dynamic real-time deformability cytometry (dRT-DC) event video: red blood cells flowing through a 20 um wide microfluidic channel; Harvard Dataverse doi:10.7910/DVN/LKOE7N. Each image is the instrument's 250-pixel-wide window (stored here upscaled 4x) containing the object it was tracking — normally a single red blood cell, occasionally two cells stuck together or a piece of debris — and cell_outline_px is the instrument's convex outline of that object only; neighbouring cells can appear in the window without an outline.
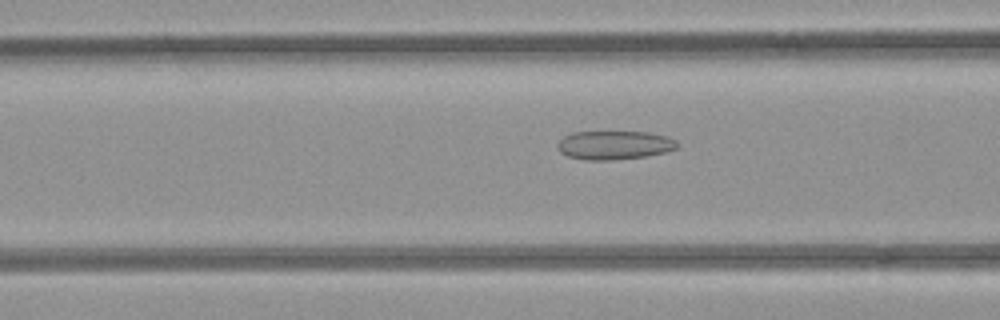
{"species": "common noctule bat (a hibernating species)", "species_latin": "Nyctalus noctula", "temperature_condition": "room temperature", "stored_images_in_passage": 43, "camera_frame_rate_fps": 3000, "um_per_image_px": 0.085, "animal": {"sex": "female", "body_mass_g": 21.9}, "frame": {"image": 1, "passage_image": 11, "time_ms": 3.333, "image_size_px": [1000, 320], "cell_outline_px": [[676, 148], [664, 152], [644, 156], [612, 160], [584, 160], [568, 156], [560, 152], [556, 148], [556, 144], [564, 136], [572, 132], [648, 132], [668, 136], [676, 140]], "centroid_in_image_um": [52.17, 12.33], "position_along_channel_um": 114.4, "area_um2": 20.0}}
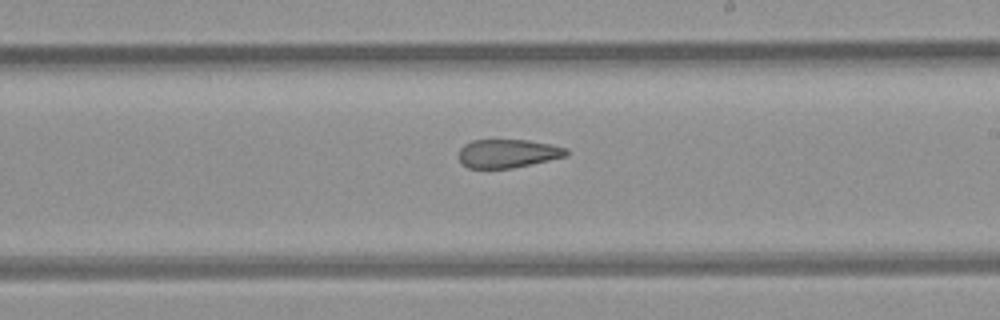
{"frame": {"image": 2, "passage_image": 21, "time_ms": 6.667, "image_size_px": [1000, 320], "cell_outline_px": [[568, 156], [512, 168], [468, 168], [460, 164], [456, 156], [460, 148], [464, 144], [472, 140], [528, 140], [552, 144], [568, 148]], "centroid_in_image_um": [43.12, 13.04], "position_along_channel_um": 245.9, "area_um2": 18.21}}
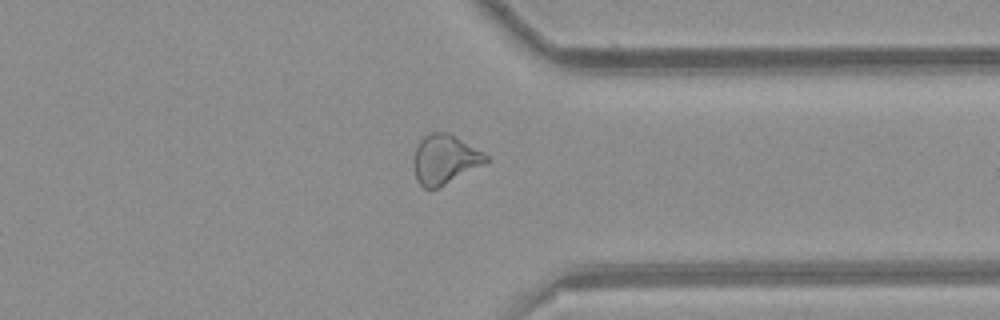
{"frame": {"image": 3, "passage_image": 31, "time_ms": 10.0, "image_size_px": [1000, 320], "cell_outline_px": [[488, 160], [484, 164], [436, 188], [424, 188], [416, 180], [416, 148], [420, 140], [424, 136], [432, 132], [448, 132], [484, 152], [488, 156]], "centroid_in_image_um": [37.84, 13.52], "position_along_channel_um": 373.6, "area_um2": 20.11}, "authors_computed_cell_mechanics": {"area_um2": 20.1144, "velocity_mm_per_s": 3.9337, "shape_relaxation_time_tau1_ms": null, "shape_relaxation_time_tau2_ms": 2.9784, "deformation_change_tau1": null, "deformation_change_tau2": 0.1115}}